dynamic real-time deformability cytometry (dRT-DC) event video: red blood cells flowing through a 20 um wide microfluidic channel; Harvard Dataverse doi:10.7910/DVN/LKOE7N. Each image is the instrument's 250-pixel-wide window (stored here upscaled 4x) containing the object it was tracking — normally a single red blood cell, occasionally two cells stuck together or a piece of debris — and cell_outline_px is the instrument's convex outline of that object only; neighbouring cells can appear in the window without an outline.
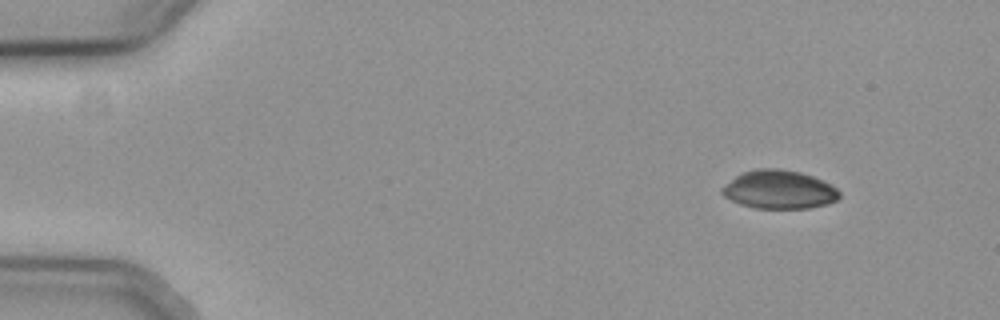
{"species": "common noctule bat (a hibernating species)", "species_latin": "Nyctalus noctula", "temperature_condition": "cold", "stored_images_in_passage": 51, "camera_frame_rate_fps": 3000, "um_per_image_px": 0.085, "animal": {"sex": "female", "body_mass_g": 19.3, "forearm_length_mm": 54.1}, "frame": {"image": 1, "passage_image": 1, "time_ms": 0.0, "image_size_px": [1000, 320], "cell_outline_px": [[840, 196], [836, 200], [828, 204], [808, 208], [752, 208], [740, 204], [724, 196], [720, 192], [720, 188], [740, 172], [756, 168], [780, 168], [800, 172], [824, 180], [832, 184], [840, 192]], "centroid_in_image_um": [66.21, 16.1], "position_along_channel_um": 18.8, "area_um2": 26.65}}
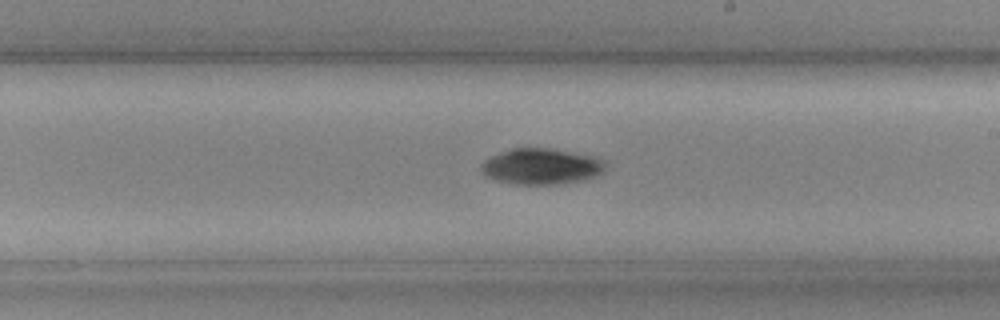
{"frame": {"image": 2, "passage_image": 28, "time_ms": 9.0, "image_size_px": [1000, 320], "cell_outline_px": [[608, 164], [604, 172], [596, 176], [584, 180], [556, 184], [516, 184], [496, 180], [484, 176], [480, 168], [480, 164], [484, 160], [500, 152], [512, 148], [552, 148], [600, 156]], "centroid_in_image_um": [46.07, 14.13], "position_along_channel_um": 242.9, "area_um2": 26.59}}
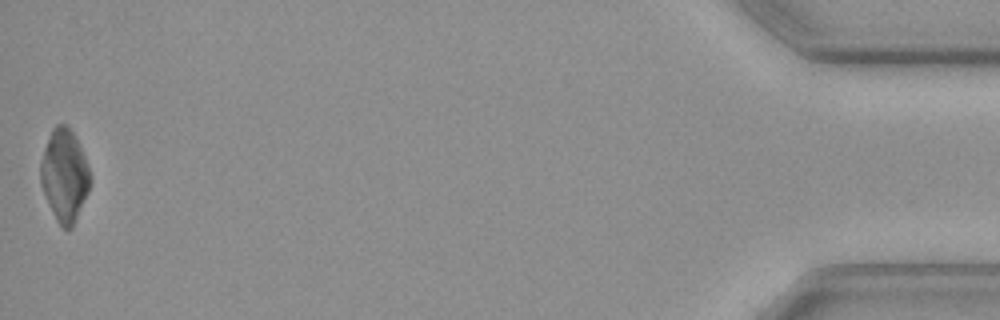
{"frame": {"image": 3, "passage_image": 51, "time_ms": 16.667, "image_size_px": [1000, 320], "cell_outline_px": [[92, 180], [88, 192], [72, 228], [64, 228], [56, 220], [40, 184], [40, 160], [44, 148], [52, 128], [56, 124], [64, 124], [72, 132], [84, 156]], "centroid_in_image_um": [5.46, 14.91], "position_along_channel_um": 429.7, "area_um2": 26.3}, "authors_computed_cell_mechanics": {"area_um2": 26.3568, "velocity_mm_per_s": 3.7081, "shape_relaxation_time_tau1_ms": 3.8427, "shape_relaxation_time_tau2_ms": null, "deformation_change_tau1": 0.0921, "deformation_change_tau2": null}}